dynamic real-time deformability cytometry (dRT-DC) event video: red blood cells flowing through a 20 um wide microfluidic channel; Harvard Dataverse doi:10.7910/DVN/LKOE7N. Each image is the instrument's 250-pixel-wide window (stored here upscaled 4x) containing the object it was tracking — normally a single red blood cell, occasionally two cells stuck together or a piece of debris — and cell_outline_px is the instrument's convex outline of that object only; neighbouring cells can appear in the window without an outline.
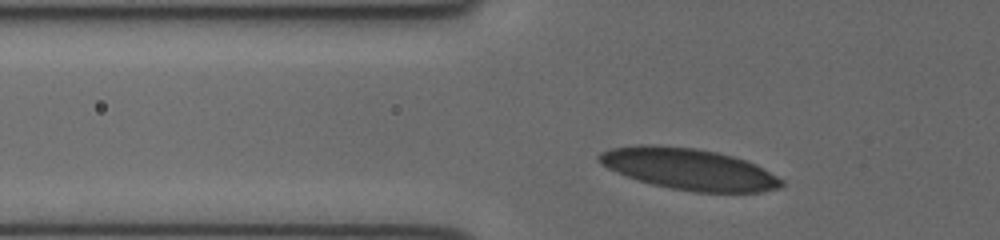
{"species": "human", "species_latin": "Homo sapiens", "temperature_condition": "cold", "stored_images_in_passage": 27, "camera_frame_rate_fps": 3000, "um_per_image_px": 0.085, "donor": {"sex": "female"}, "frame": {"image": 1, "passage_image": 2, "time_ms": 0.333, "image_size_px": [1000, 240], "cell_outline_px": [[784, 184], [780, 188], [760, 192], [696, 192], [672, 188], [652, 184], [616, 172], [608, 168], [596, 156], [600, 152], [612, 148], [640, 144], [652, 144], [696, 148], [716, 152], [732, 156], [756, 164], [784, 180]], "centroid_in_image_um": [58.59, 14.36], "position_along_channel_um": 67.2, "area_um2": 43.7}}
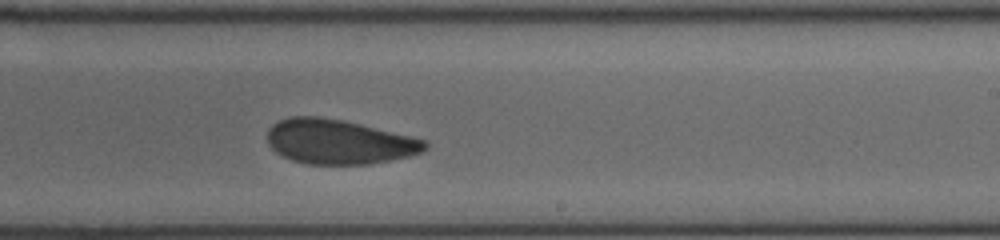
{"frame": {"image": 2, "passage_image": 16, "time_ms": 5.0, "image_size_px": [1000, 240], "cell_outline_px": [[428, 148], [420, 152], [408, 156], [368, 164], [308, 164], [292, 160], [276, 152], [268, 144], [268, 128], [272, 124], [280, 120], [292, 116], [316, 116], [340, 120], [428, 140]], "centroid_in_image_um": [28.78, 12.05], "position_along_channel_um": 260.2, "area_um2": 40.52}}
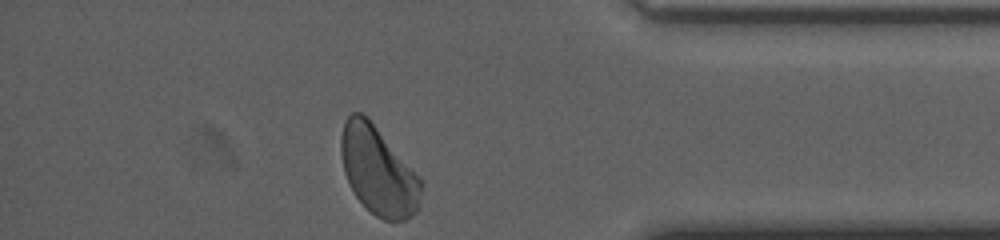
{"frame": {"image": 3, "passage_image": 27, "time_ms": 8.667, "image_size_px": [1000, 240], "cell_outline_px": [[420, 200], [416, 212], [412, 216], [404, 220], [384, 220], [376, 216], [356, 196], [344, 172], [340, 152], [340, 136], [344, 120], [352, 112], [360, 112], [376, 128], [420, 180]], "centroid_in_image_um": [32.09, 14.53], "position_along_channel_um": 403.1, "area_um2": 39.82}}